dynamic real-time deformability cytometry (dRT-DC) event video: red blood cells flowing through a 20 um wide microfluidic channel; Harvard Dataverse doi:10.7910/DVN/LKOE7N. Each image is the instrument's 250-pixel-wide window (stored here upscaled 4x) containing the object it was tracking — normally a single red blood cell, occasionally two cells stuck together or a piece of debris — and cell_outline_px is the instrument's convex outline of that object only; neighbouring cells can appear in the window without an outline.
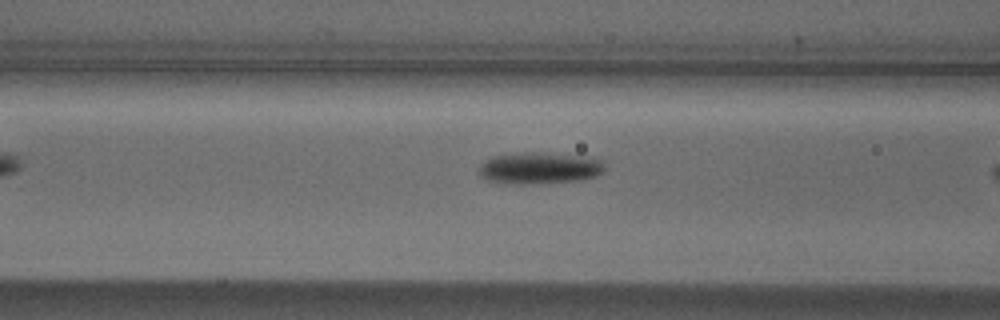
{"species": "Egyptian fruit bat (a non-hibernating species)", "species_latin": "Rousettus aegyptiacus", "temperature_condition": "cold", "stored_images_in_passage": 7, "camera_frame_rate_fps": 3000, "um_per_image_px": 0.085, "animal": {"sex": "male"}, "frame": {"image": 1, "passage_image": 6, "time_ms": 1.667, "image_size_px": [1000, 320], "cell_outline_px": [[604, 172], [596, 176], [580, 180], [524, 184], [488, 180], [480, 172], [480, 164], [484, 160], [492, 156], [520, 152], [544, 152], [576, 156], [604, 160]], "centroid_in_image_um": [45.88, 14.26], "position_along_channel_um": 120.7, "area_um2": 22.89}}